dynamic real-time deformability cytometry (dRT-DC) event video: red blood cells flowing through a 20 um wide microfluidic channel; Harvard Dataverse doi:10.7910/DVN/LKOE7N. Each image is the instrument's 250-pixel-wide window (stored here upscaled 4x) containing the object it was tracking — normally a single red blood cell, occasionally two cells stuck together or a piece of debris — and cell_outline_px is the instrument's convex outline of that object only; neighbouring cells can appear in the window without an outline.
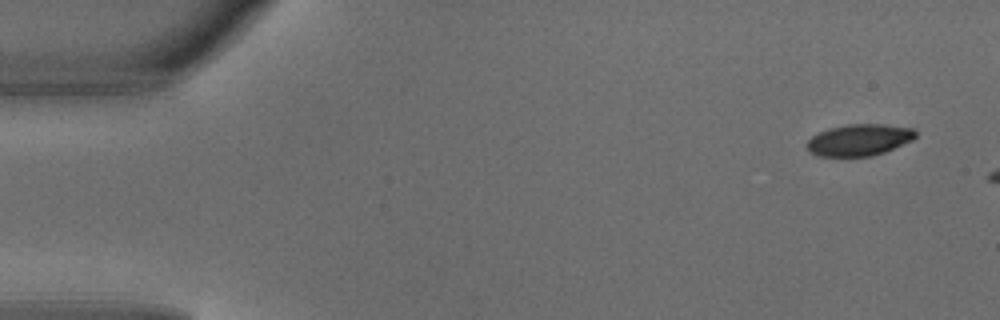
{"species": "common noctule bat (a hibernating species)", "species_latin": "Nyctalus noctula", "temperature_condition": "warm", "stored_images_in_passage": 2, "camera_frame_rate_fps": 3000, "um_per_image_px": 0.085, "animal": {"sex": "male", "body_mass_g": 18.8}, "frame": {"image": 1, "passage_image": 1, "time_ms": 0.0, "image_size_px": [1000, 320], "cell_outline_px": [[916, 136], [912, 140], [884, 152], [872, 156], [820, 156], [808, 152], [808, 140], [812, 136], [828, 128], [848, 124], [884, 124], [912, 128], [916, 132]], "centroid_in_image_um": [73.03, 11.89], "position_along_channel_um": 12.0, "area_um2": 19.88}}